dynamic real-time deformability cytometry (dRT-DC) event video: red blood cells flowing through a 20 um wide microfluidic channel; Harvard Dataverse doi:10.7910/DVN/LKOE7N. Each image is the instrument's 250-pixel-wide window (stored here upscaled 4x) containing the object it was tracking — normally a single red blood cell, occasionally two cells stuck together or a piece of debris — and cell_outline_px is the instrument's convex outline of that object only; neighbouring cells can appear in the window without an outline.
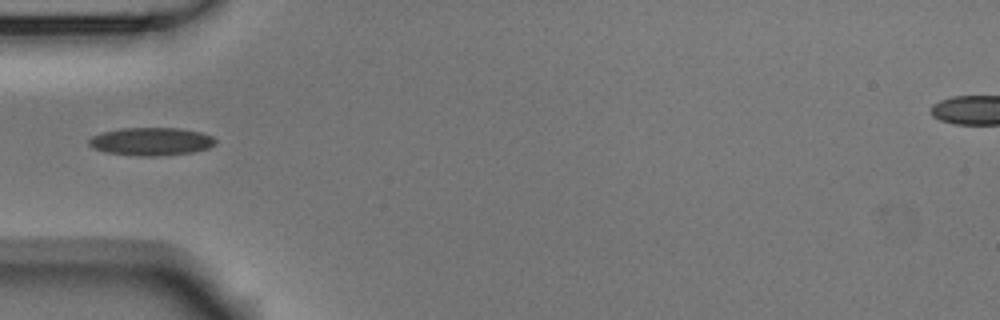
{"species": "Egyptian fruit bat (a non-hibernating species)", "species_latin": "Rousettus aegyptiacus", "temperature_condition": "room temperature", "stored_images_in_passage": 3, "camera_frame_rate_fps": 3000, "um_per_image_px": 0.085, "animal": {"sex": "male"}, "frame": {"image": 1, "passage_image": 3, "time_ms": 0.667, "image_size_px": [1000, 320], "cell_outline_px": [[216, 144], [208, 148], [192, 152], [156, 156], [140, 156], [108, 152], [92, 148], [88, 144], [88, 140], [92, 136], [100, 132], [120, 128], [180, 128], [204, 132], [212, 136], [216, 140]], "centroid_in_image_um": [12.86, 12.01], "position_along_channel_um": 72.1, "area_um2": 20.75}}